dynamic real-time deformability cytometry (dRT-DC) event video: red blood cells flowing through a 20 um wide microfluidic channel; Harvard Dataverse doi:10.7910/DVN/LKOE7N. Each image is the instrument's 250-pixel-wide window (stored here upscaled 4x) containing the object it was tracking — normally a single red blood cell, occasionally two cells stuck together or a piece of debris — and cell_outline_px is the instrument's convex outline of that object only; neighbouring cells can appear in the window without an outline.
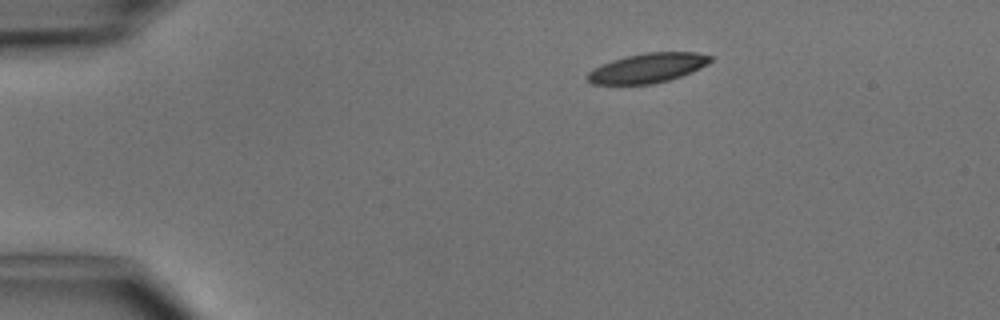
{"species": "common noctule bat (a hibernating species)", "species_latin": "Nyctalus noctula", "temperature_condition": "cold", "stored_images_in_passage": 4, "camera_frame_rate_fps": 3000, "um_per_image_px": 0.085, "animal": {"sex": "male", "body_mass_g": 15.6}, "frame": {"image": 1, "passage_image": 4, "time_ms": 3.667, "image_size_px": [1000, 320], "cell_outline_px": [[712, 60], [708, 64], [692, 72], [668, 80], [652, 84], [592, 84], [584, 76], [592, 68], [612, 60], [624, 56], [644, 52], [696, 52], [712, 56]], "centroid_in_image_um": [55.02, 5.77], "position_along_channel_um": 30.0, "area_um2": 21.33}}